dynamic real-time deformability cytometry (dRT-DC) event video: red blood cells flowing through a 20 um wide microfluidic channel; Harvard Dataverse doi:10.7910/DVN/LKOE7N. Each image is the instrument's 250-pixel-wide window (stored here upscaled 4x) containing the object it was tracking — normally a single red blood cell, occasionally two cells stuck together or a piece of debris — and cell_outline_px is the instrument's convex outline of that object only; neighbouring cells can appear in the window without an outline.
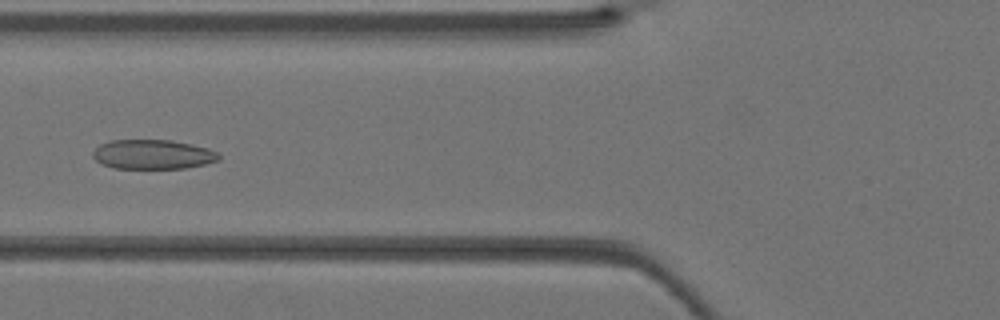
{"species": "Egyptian fruit bat (a non-hibernating species)", "species_latin": "Rousettus aegyptiacus", "temperature_condition": "warm", "stored_images_in_passage": 40, "camera_frame_rate_fps": 3000, "um_per_image_px": 0.085, "animal": {"sex": "female"}, "frame": {"image": 1, "passage_image": 16, "time_ms": 5.0, "image_size_px": [1000, 320], "cell_outline_px": [[220, 160], [204, 164], [184, 168], [112, 168], [100, 164], [92, 156], [92, 152], [100, 144], [112, 140], [172, 140], [192, 144], [208, 148], [216, 152], [220, 156]], "centroid_in_image_um": [12.97, 13.12], "position_along_channel_um": 112.8, "area_um2": 21.68}}
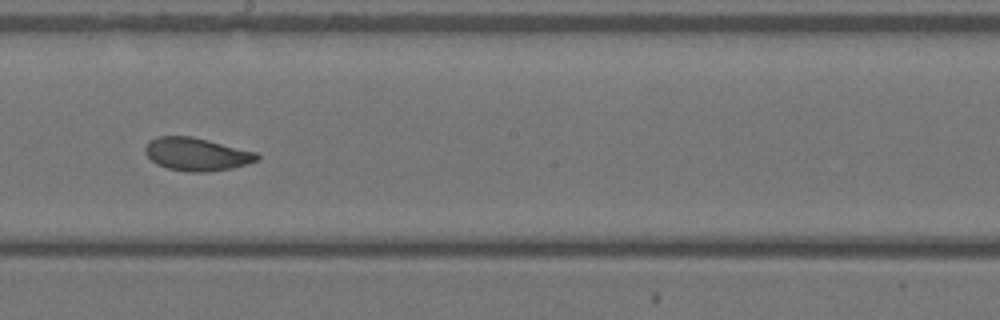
{"frame": {"image": 2, "passage_image": 23, "time_ms": 7.333, "image_size_px": [1000, 320], "cell_outline_px": [[260, 160], [248, 164], [232, 168], [208, 172], [188, 172], [168, 168], [156, 164], [144, 152], [144, 148], [156, 136], [192, 136], [256, 152], [260, 156]], "centroid_in_image_um": [16.74, 13.11], "position_along_channel_um": 231.5, "area_um2": 21.5}}
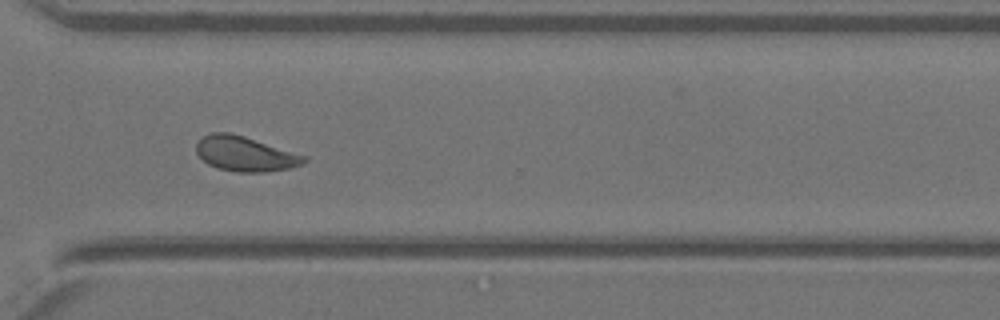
{"frame": {"image": 3, "passage_image": 30, "time_ms": 9.667, "image_size_px": [1000, 320], "cell_outline_px": [[308, 160], [304, 164], [288, 168], [264, 172], [236, 172], [216, 168], [208, 164], [196, 152], [196, 144], [204, 136], [212, 132], [232, 132], [308, 156]], "centroid_in_image_um": [20.86, 13.07], "position_along_channel_um": 349.7, "area_um2": 22.02}}